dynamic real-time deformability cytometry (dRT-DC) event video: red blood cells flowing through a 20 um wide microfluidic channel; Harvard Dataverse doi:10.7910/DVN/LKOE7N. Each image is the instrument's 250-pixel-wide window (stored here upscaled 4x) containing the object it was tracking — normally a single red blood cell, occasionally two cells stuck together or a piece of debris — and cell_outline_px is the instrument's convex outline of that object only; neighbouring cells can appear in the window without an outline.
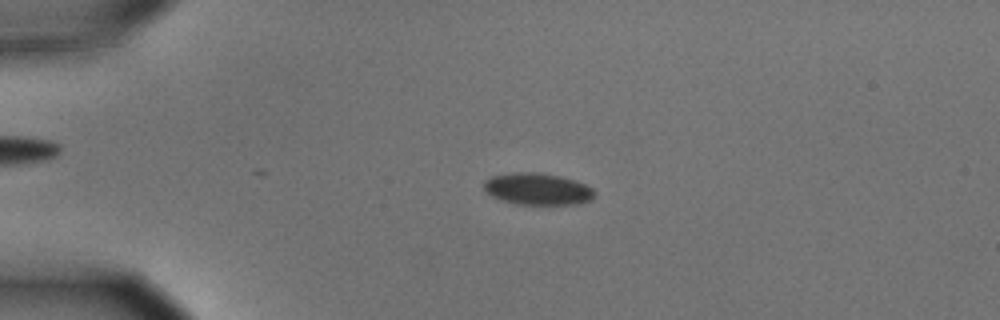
{"species": "common noctule bat (a hibernating species)", "species_latin": "Nyctalus noctula", "temperature_condition": "cold", "stored_images_in_passage": 7, "camera_frame_rate_fps": 3000, "um_per_image_px": 0.085, "animal": {"sex": "male", "body_mass_g": 15.6}, "frame": {"image": 1, "passage_image": 3, "time_ms": 0.667, "image_size_px": [1000, 320], "cell_outline_px": [[596, 192], [592, 200], [572, 204], [516, 204], [500, 200], [492, 196], [484, 188], [484, 180], [492, 176], [516, 172], [532, 172], [560, 176], [576, 180], [592, 188]], "centroid_in_image_um": [45.7, 16.06], "position_along_channel_um": 39.3, "area_um2": 20.4}}
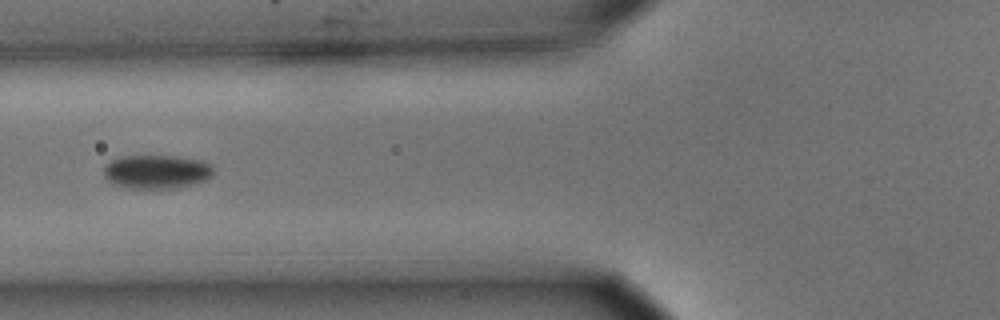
{"frame": {"image": 2, "passage_image": 5, "time_ms": 1.333, "image_size_px": [1000, 320], "cell_outline_px": [[216, 168], [212, 176], [196, 184], [176, 188], [124, 188], [108, 180], [104, 176], [104, 164], [120, 156], [172, 156], [204, 160], [212, 164]], "centroid_in_image_um": [13.36, 14.59], "position_along_channel_um": 112.4, "area_um2": 21.91}}
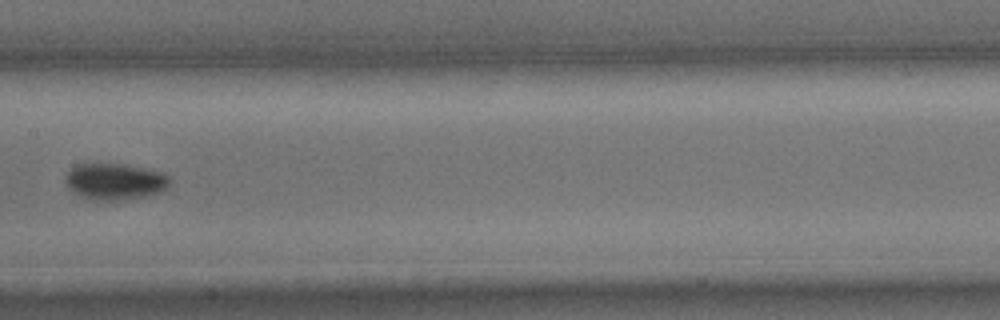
{"frame": {"image": 3, "passage_image": 7, "time_ms": 2.0, "image_size_px": [1000, 320], "cell_outline_px": [[172, 180], [164, 188], [156, 192], [144, 196], [124, 200], [92, 200], [68, 188], [64, 176], [68, 168], [76, 164], [124, 164], [164, 172]], "centroid_in_image_um": [9.73, 15.4], "position_along_channel_um": 197.7, "area_um2": 22.02}}